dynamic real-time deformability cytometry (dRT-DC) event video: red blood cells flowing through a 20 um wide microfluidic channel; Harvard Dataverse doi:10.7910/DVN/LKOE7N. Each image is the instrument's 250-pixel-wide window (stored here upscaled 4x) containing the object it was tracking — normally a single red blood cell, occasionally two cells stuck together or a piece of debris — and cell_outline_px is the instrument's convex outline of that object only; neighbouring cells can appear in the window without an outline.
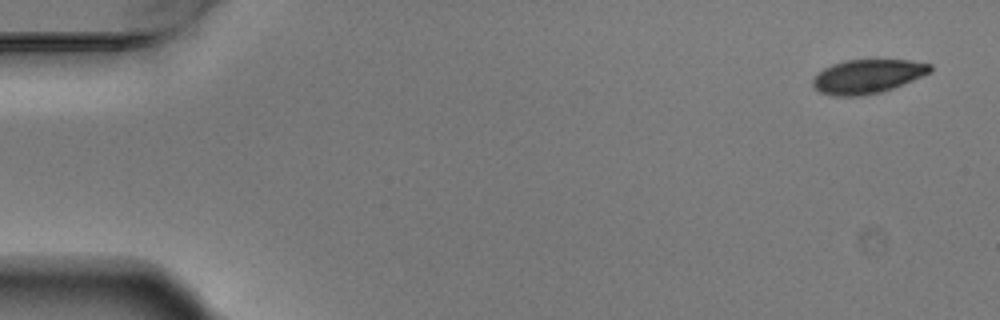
{"species": "Egyptian fruit bat (a non-hibernating species)", "species_latin": "Rousettus aegyptiacus", "temperature_condition": "warm", "stored_images_in_passage": 6, "camera_frame_rate_fps": 3000, "um_per_image_px": 0.085, "animal": {"sex": "male"}, "frame": {"image": 1, "passage_image": 1, "time_ms": 0.0, "image_size_px": [1000, 320], "cell_outline_px": [[932, 72], [892, 88], [880, 92], [860, 96], [832, 96], [820, 92], [812, 84], [812, 80], [824, 68], [832, 64], [844, 60], [908, 60], [932, 64]], "centroid_in_image_um": [73.74, 6.49], "position_along_channel_um": 11.3, "area_um2": 23.06}}
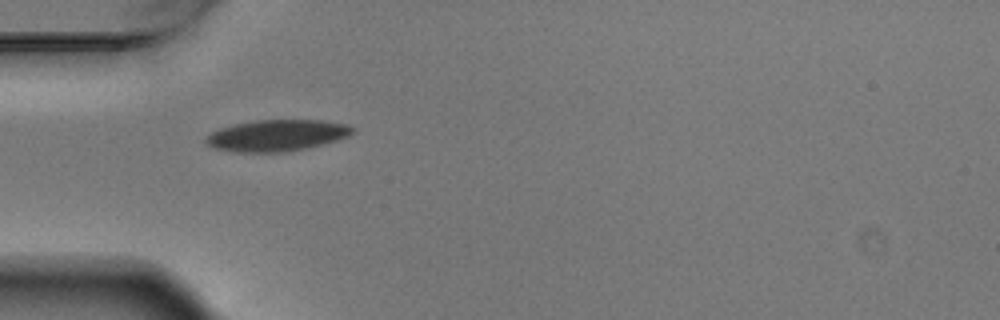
{"frame": {"image": 2, "passage_image": 5, "time_ms": 1.333, "image_size_px": [1000, 320], "cell_outline_px": [[356, 132], [348, 136], [324, 144], [284, 152], [236, 152], [216, 148], [208, 144], [204, 140], [212, 132], [220, 128], [236, 124], [256, 120], [324, 120], [348, 124], [356, 128]], "centroid_in_image_um": [23.6, 11.5], "position_along_channel_um": 61.4, "area_um2": 26.76}}
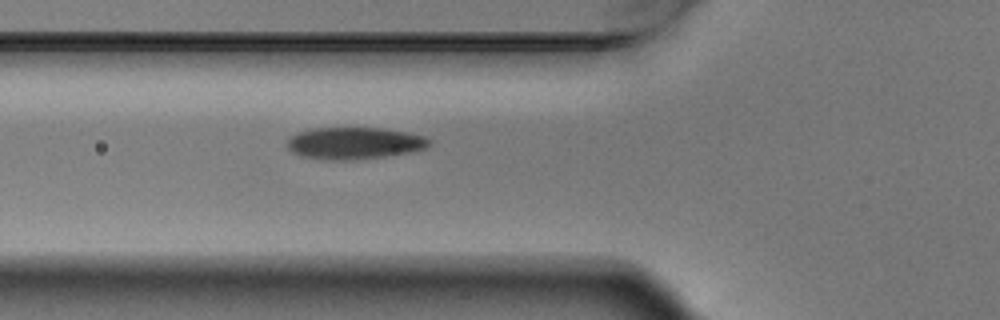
{"frame": {"image": 3, "passage_image": 6, "time_ms": 1.667, "image_size_px": [1000, 320], "cell_outline_px": [[432, 140], [424, 148], [412, 152], [384, 156], [352, 160], [324, 160], [300, 156], [292, 152], [284, 144], [292, 136], [300, 132], [312, 128], [380, 128], [404, 132], [424, 136]], "centroid_in_image_um": [30.07, 12.18], "position_along_channel_um": 95.7, "area_um2": 26.36}}